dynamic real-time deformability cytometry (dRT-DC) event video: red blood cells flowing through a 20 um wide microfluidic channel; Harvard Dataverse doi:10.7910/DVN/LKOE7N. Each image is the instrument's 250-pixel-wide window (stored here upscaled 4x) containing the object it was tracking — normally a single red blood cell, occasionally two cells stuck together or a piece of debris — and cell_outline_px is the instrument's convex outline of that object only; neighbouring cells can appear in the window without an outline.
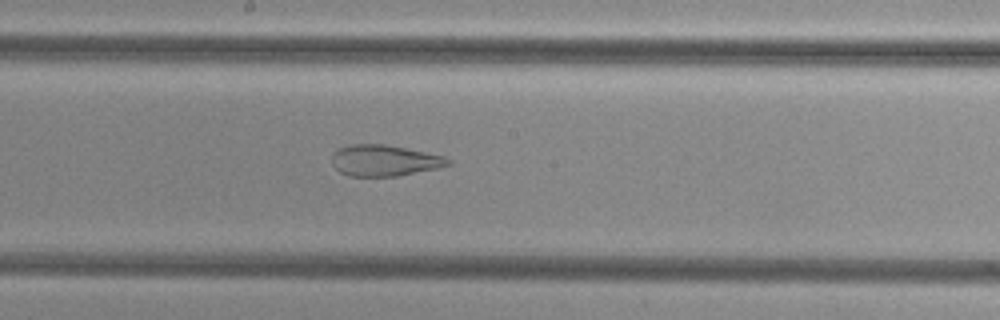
{"species": "common noctule bat (a hibernating species)", "species_latin": "Nyctalus noctula", "temperature_condition": "cold", "stored_images_in_passage": 38, "camera_frame_rate_fps": 3000, "um_per_image_px": 0.085, "animal": {"sex": "female", "body_mass_g": 29.2, "forearm_length_mm": 56.3}, "frame": {"image": 1, "passage_image": 15, "time_ms": 4.667, "image_size_px": [1000, 320], "cell_outline_px": [[452, 164], [440, 168], [396, 176], [348, 176], [340, 172], [332, 164], [332, 156], [340, 148], [352, 144], [384, 144], [444, 156], [452, 160]], "centroid_in_image_um": [32.7, 13.65], "position_along_channel_um": 215.5, "area_um2": 20.98}}
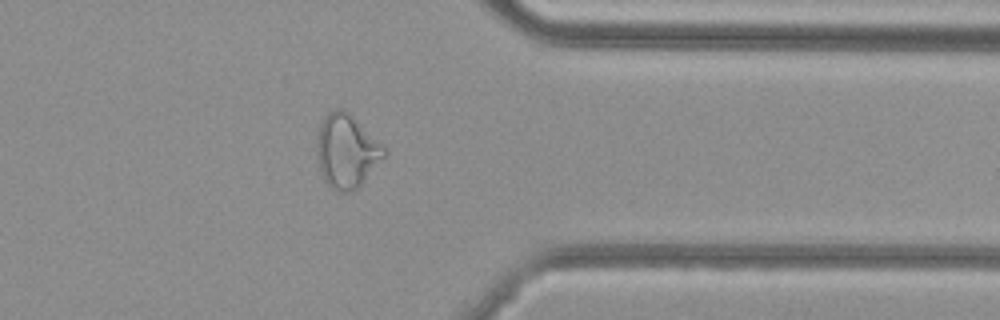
{"frame": {"image": 2, "passage_image": 28, "time_ms": 9.0, "image_size_px": [1000, 320], "cell_outline_px": [[388, 152], [364, 180], [352, 192], [336, 192], [324, 180], [320, 172], [316, 144], [316, 140], [320, 124], [324, 116], [328, 112], [336, 108], [344, 108], [384, 144], [388, 148]], "centroid_in_image_um": [29.47, 12.81], "position_along_channel_um": 381.9, "area_um2": 29.07}}
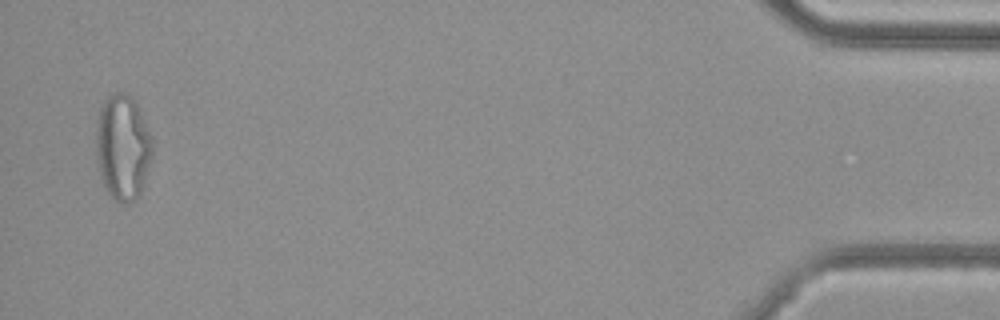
{"frame": {"image": 3, "passage_image": 37, "time_ms": 12.0, "image_size_px": [1000, 320], "cell_outline_px": [[152, 152], [144, 184], [140, 196], [128, 204], [120, 204], [104, 188], [100, 176], [96, 156], [96, 120], [100, 108], [104, 100], [108, 96], [116, 92], [128, 92], [132, 96], [140, 112], [152, 140]], "centroid_in_image_um": [10.41, 12.53], "position_along_channel_um": 424.8, "area_um2": 34.85}}